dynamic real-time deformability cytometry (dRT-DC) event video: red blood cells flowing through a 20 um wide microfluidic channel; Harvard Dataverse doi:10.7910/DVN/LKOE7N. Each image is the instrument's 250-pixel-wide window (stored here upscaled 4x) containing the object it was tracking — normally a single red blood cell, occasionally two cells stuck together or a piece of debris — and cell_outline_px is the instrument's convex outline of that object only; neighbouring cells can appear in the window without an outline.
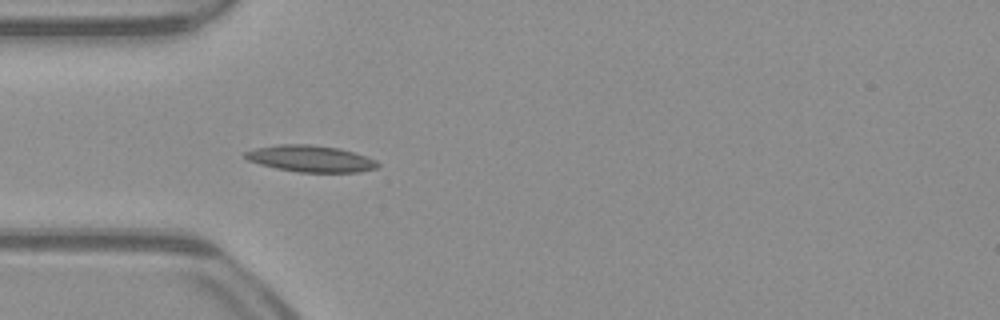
{"species": "common noctule bat (a hibernating species)", "species_latin": "Nyctalus noctula", "temperature_condition": "warm", "stored_images_in_passage": 41, "camera_frame_rate_fps": 3000, "um_per_image_px": 0.085, "animal": {"sex": "male", "body_mass_g": 23.1, "forearm_length_mm": 52.7}, "frame": {"image": 1, "passage_image": 4, "time_ms": 1.0, "image_size_px": [1000, 320], "cell_outline_px": [[380, 164], [376, 168], [360, 172], [300, 172], [276, 168], [260, 164], [248, 160], [244, 156], [244, 152], [256, 148], [280, 144], [312, 144], [340, 148], [368, 156], [376, 160]], "centroid_in_image_um": [26.44, 13.48], "position_along_channel_um": 58.6, "area_um2": 20.58}}
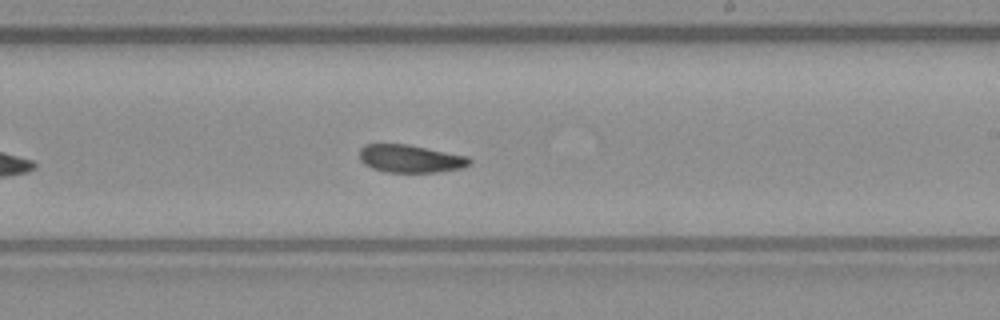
{"frame": {"image": 2, "passage_image": 19, "time_ms": 6.0, "image_size_px": [1000, 320], "cell_outline_px": [[472, 164], [460, 168], [436, 172], [384, 172], [372, 168], [364, 164], [360, 160], [360, 148], [364, 144], [408, 144], [468, 156], [472, 160]], "centroid_in_image_um": [34.88, 13.48], "position_along_channel_um": 254.1, "area_um2": 17.92}}
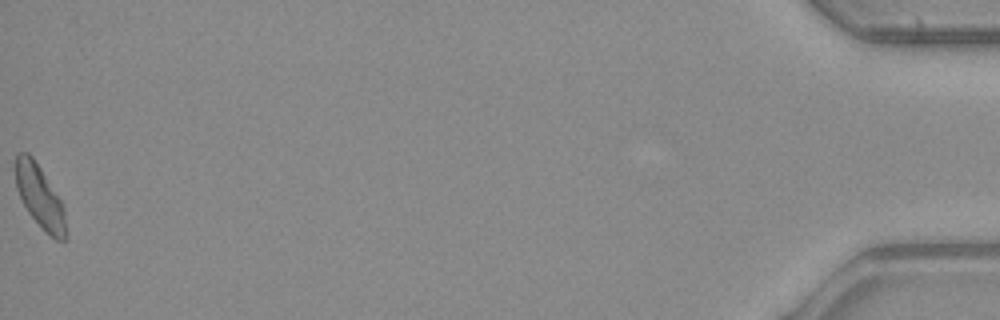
{"frame": {"image": 3, "passage_image": 41, "time_ms": 13.333, "image_size_px": [1000, 320], "cell_outline_px": [[64, 240], [56, 240], [28, 212], [16, 188], [12, 168], [16, 152], [28, 152], [32, 156], [40, 168], [60, 200], [64, 208]], "centroid_in_image_um": [3.28, 16.57], "position_along_channel_um": 431.9, "area_um2": 17.98}, "authors_computed_cell_mechanics": {"area_um2": 18.4382, "velocity_mm_per_s": 3.9394, "shape_relaxation_time_tau1_ms": 4.5827, "shape_relaxation_time_tau2_ms": null, "deformation_change_tau1": 0.1212, "deformation_change_tau2": null}}